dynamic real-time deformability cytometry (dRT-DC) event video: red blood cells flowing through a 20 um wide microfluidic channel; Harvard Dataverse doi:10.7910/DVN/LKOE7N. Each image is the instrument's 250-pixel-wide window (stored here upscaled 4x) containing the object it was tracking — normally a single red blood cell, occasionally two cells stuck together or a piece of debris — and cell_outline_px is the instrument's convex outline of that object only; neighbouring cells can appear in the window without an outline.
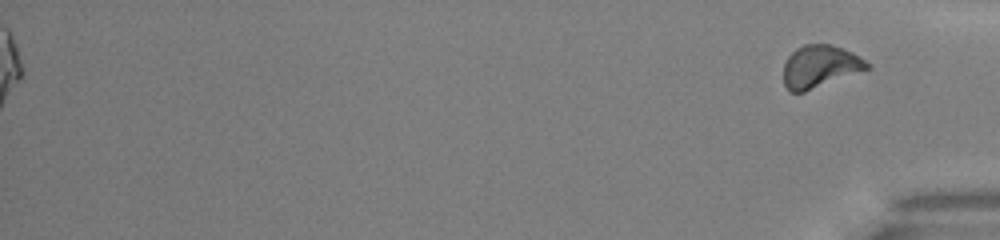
{"species": "common noctule bat (a hibernating species)", "species_latin": "Nyctalus noctula", "temperature_condition": "warm", "stored_images_in_passage": 50, "segment_of_instrument_passage": [2, 2], "camera_frame_rate_fps": 3000, "um_per_image_px": 0.085, "animal": {"sex": "male", "body_mass_g": 13.0, "forearm_length_mm": 53.1}, "frame": {"image": 1, "passage_image": 50, "time_ms": 16.333, "image_size_px": [1000, 240], "cell_outline_px": [[872, 68], [804, 92], [788, 92], [784, 84], [784, 64], [788, 56], [796, 48], [804, 44], [828, 44], [852, 52], [860, 56]], "centroid_in_image_um": [69.68, 5.66], "position_along_channel_um": 365.5, "area_um2": 20.63}}